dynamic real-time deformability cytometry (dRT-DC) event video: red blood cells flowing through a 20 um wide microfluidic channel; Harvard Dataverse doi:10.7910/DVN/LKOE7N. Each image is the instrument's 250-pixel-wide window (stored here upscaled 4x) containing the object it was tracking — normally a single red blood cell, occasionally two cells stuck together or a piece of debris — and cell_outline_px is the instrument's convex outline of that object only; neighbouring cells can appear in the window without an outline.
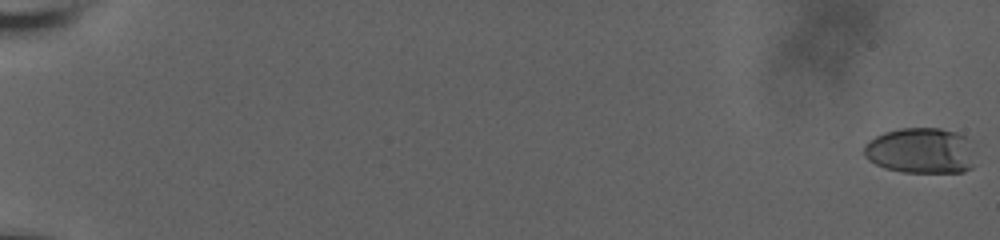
{"species": "human", "species_latin": "Homo sapiens", "temperature_condition": "room temperature", "stored_images_in_passage": 61, "camera_frame_rate_fps": 3000, "um_per_image_px": 0.085, "donor": {"sex": "male"}, "frame": {"image": 1, "passage_image": 1, "time_ms": 0.0, "image_size_px": [1000, 240], "cell_outline_px": [[972, 168], [964, 172], [904, 172], [884, 168], [868, 160], [864, 156], [864, 144], [868, 140], [884, 132], [900, 128], [940, 128], [956, 132], [964, 136], [972, 164]], "centroid_in_image_um": [78.16, 12.81], "position_along_channel_um": 6.8, "area_um2": 29.19}}
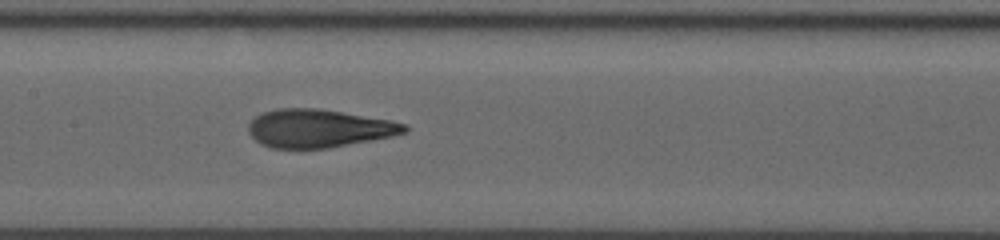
{"frame": {"image": 2, "passage_image": 34, "time_ms": 11.0, "image_size_px": [1000, 240], "cell_outline_px": [[408, 132], [392, 136], [324, 148], [272, 148], [260, 144], [248, 132], [248, 124], [256, 116], [264, 112], [276, 108], [320, 108], [388, 120], [408, 124]], "centroid_in_image_um": [27.07, 10.9], "position_along_channel_um": 180.3, "area_um2": 34.45}}
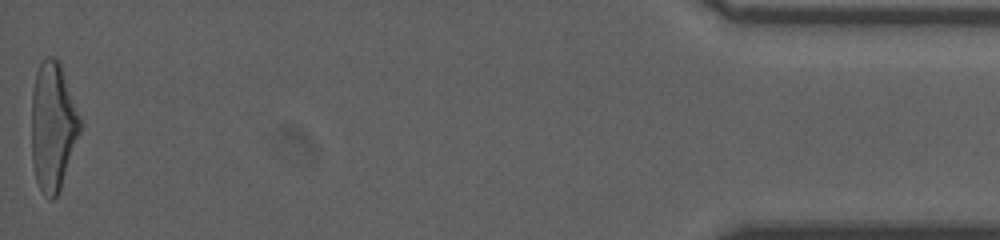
{"frame": {"image": 3, "passage_image": 61, "time_ms": 20.0, "image_size_px": [1000, 240], "cell_outline_px": [[80, 132], [60, 188], [56, 196], [52, 200], [48, 200], [44, 196], [36, 180], [32, 160], [32, 92], [36, 72], [44, 56], [52, 56], [60, 64], [80, 116]], "centroid_in_image_um": [4.48, 10.75], "position_along_channel_um": 430.7, "area_um2": 35.89}, "authors_computed_cell_mechanics": {"area_um2": 34.3332, "velocity_mm_per_s": 3.731, "shape_relaxation_time_tau1_ms": 5.7965, "shape_relaxation_time_tau2_ms": 0.9452, "deformation_change_tau1": 0.2266, "deformation_change_tau2": 0.0916}}